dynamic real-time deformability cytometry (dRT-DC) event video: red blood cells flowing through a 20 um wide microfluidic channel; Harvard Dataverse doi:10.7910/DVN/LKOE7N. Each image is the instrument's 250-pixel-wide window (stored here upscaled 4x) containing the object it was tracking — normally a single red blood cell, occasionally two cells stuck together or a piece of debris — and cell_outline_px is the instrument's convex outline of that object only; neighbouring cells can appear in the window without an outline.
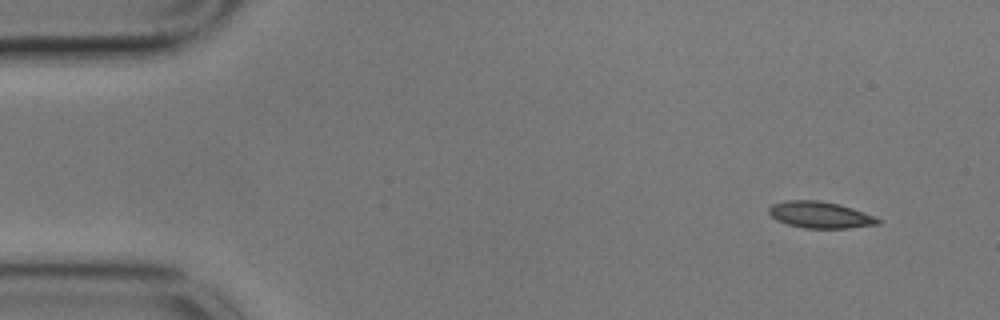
{"species": "common noctule bat (a hibernating species)", "species_latin": "Nyctalus noctula", "temperature_condition": "cold", "stored_images_in_passage": 52, "camera_frame_rate_fps": 3000, "um_per_image_px": 0.085, "animal": {"sex": "male", "body_mass_g": 17.9}, "frame": {"image": 1, "passage_image": 1, "time_ms": 0.0, "image_size_px": [1000, 320], "cell_outline_px": [[880, 224], [848, 228], [804, 228], [788, 224], [776, 220], [768, 212], [768, 208], [772, 204], [788, 200], [820, 200], [840, 204], [876, 216], [880, 220]], "centroid_in_image_um": [69.72, 18.26], "position_along_channel_um": 15.3, "area_um2": 16.94}}
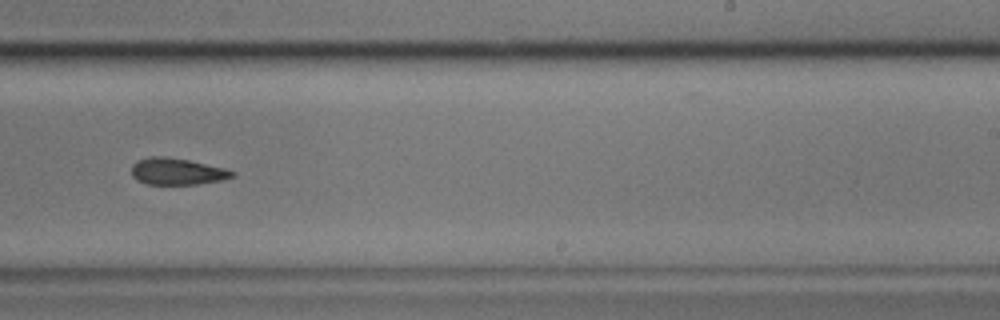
{"frame": {"image": 2, "passage_image": 31, "time_ms": 10.0, "image_size_px": [1000, 320], "cell_outline_px": [[236, 176], [220, 180], [196, 184], [148, 184], [136, 180], [132, 176], [132, 164], [136, 160], [152, 156], [164, 156], [188, 160], [224, 168], [236, 172]], "centroid_in_image_um": [15.03, 14.57], "position_along_channel_um": 274.0, "area_um2": 15.61}}
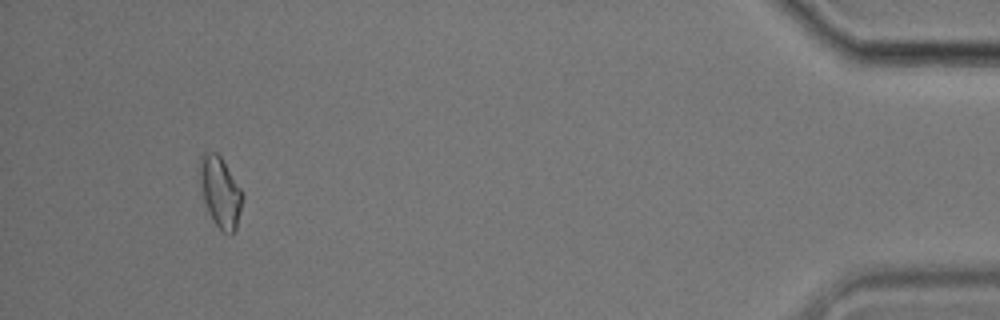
{"frame": {"image": 3, "passage_image": 49, "time_ms": 16.0, "image_size_px": [1000, 320], "cell_outline_px": [[244, 200], [236, 228], [232, 232], [224, 232], [212, 220], [208, 212], [204, 200], [200, 180], [200, 156], [204, 152], [216, 152], [220, 156], [240, 188], [244, 196]], "centroid_in_image_um": [18.73, 16.32], "position_along_channel_um": 416.5, "area_um2": 17.22}, "authors_computed_cell_mechanics": {"area_um2": 16.762, "velocity_mm_per_s": 3.5374, "shape_relaxation_time_tau1_ms": 3.5917, "shape_relaxation_time_tau2_ms": 7.4179, "deformation_change_tau1": 0.0934, "deformation_change_tau2": 0.132}}